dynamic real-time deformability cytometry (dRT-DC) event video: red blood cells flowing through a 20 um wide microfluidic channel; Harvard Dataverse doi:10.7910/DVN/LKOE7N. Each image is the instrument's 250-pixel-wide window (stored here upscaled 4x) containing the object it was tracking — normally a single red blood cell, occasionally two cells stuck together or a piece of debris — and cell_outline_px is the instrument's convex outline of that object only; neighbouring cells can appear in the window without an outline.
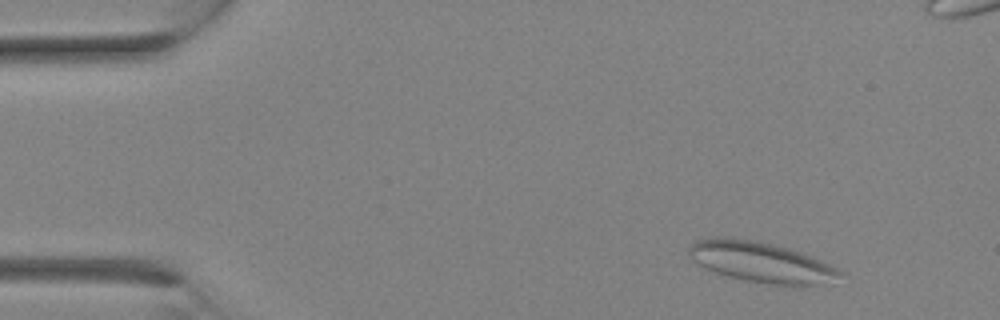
{"species": "Egyptian fruit bat (a non-hibernating species)", "species_latin": "Rousettus aegyptiacus", "temperature_condition": "room temperature", "stored_images_in_passage": 11, "camera_frame_rate_fps": 3000, "um_per_image_px": 0.085, "animal": {"sex": "female"}, "frame": {"image": 1, "passage_image": 2, "time_ms": 0.333, "image_size_px": [1000, 320], "cell_outline_px": [[844, 272], [816, 284], [772, 284], [748, 280], [728, 276], [716, 272], [692, 260], [688, 252], [688, 248], [696, 240], [708, 236], [724, 236], [752, 240], [772, 244], [788, 248], [812, 256]], "centroid_in_image_um": [64.56, 22.22], "position_along_channel_um": 20.4, "area_um2": 34.56}}
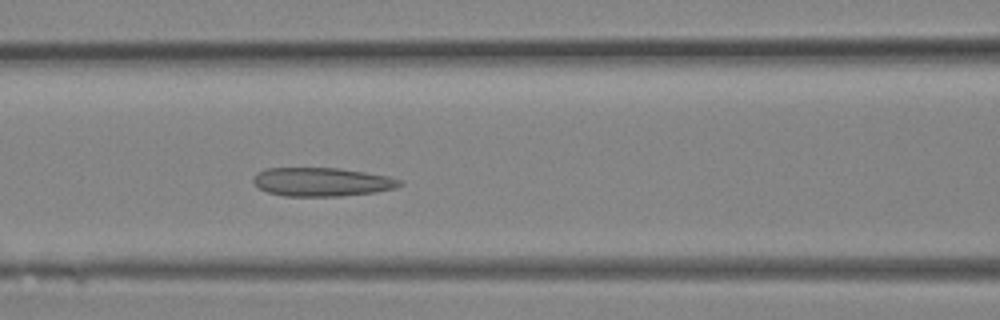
{"frame": {"image": 2, "passage_image": 11, "time_ms": 3.333, "image_size_px": [1000, 320], "cell_outline_px": [[404, 184], [396, 188], [376, 192], [340, 196], [284, 196], [268, 192], [260, 188], [252, 180], [256, 172], [268, 168], [340, 168], [388, 176], [404, 180]], "centroid_in_image_um": [27.4, 15.46], "position_along_channel_um": 139.2, "area_um2": 24.57}}